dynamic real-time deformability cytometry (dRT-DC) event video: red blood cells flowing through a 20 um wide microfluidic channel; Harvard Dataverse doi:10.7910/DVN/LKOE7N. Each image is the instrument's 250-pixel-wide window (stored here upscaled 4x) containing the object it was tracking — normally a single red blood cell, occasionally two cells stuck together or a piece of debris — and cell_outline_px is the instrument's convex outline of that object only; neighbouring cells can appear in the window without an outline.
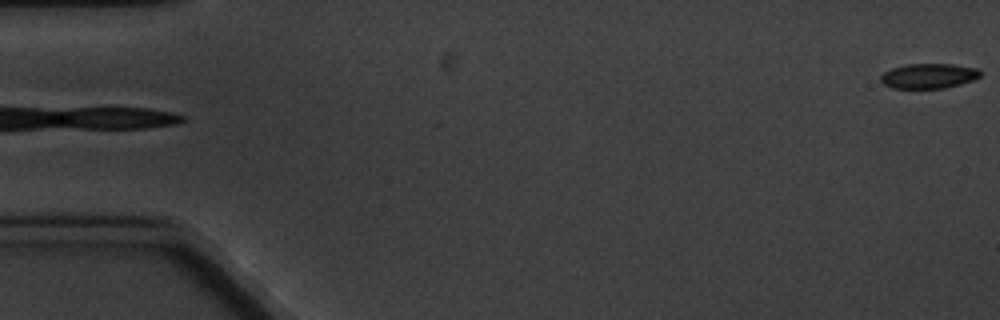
{"species": "common noctule bat (a hibernating species)", "species_latin": "Nyctalus noctula", "temperature_condition": "cold", "stored_images_in_passage": 5, "camera_frame_rate_fps": 3000, "um_per_image_px": 0.085, "animal": {"sex": "male", "body_mass_g": 20.1, "forearm_length_mm": 53.5}, "frame": {"image": 1, "passage_image": 5, "time_ms": 5.333, "image_size_px": [1000, 320], "cell_outline_px": [[980, 76], [972, 80], [960, 84], [944, 88], [892, 88], [884, 84], [880, 80], [880, 76], [884, 72], [892, 68], [904, 64], [952, 64], [976, 68], [980, 72]], "centroid_in_image_um": [78.9, 6.45], "position_along_channel_um": 6.1, "area_um2": 14.39}}